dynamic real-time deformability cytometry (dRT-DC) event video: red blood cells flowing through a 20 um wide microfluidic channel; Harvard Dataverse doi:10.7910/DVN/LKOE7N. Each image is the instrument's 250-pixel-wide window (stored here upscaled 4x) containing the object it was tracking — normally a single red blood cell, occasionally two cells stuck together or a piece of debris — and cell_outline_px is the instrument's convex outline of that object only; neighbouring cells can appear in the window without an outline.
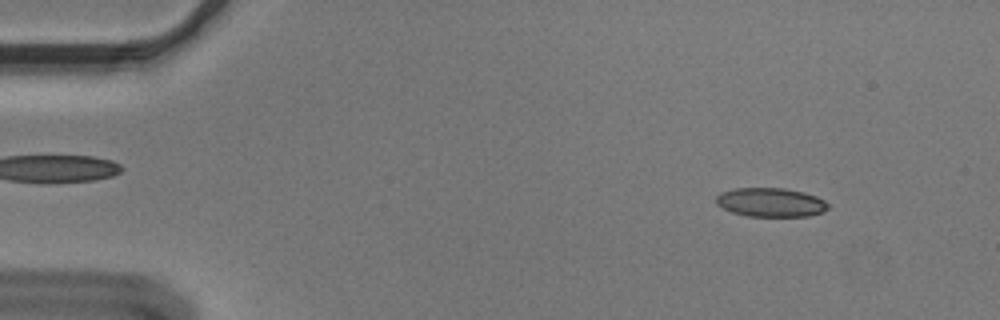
{"species": "Egyptian fruit bat (a non-hibernating species)", "species_latin": "Rousettus aegyptiacus", "temperature_condition": "cold", "stored_images_in_passage": 55, "camera_frame_rate_fps": 3000, "um_per_image_px": 0.085, "animal": {"sex": "male"}, "frame": {"image": 1, "passage_image": 6, "time_ms": 1.667, "image_size_px": [1000, 320], "cell_outline_px": [[828, 208], [824, 212], [808, 216], [748, 216], [732, 212], [716, 204], [716, 196], [720, 192], [732, 188], [784, 188], [804, 192], [816, 196], [824, 200], [828, 204]], "centroid_in_image_um": [65.5, 17.19], "position_along_channel_um": 19.5, "area_um2": 18.96}}
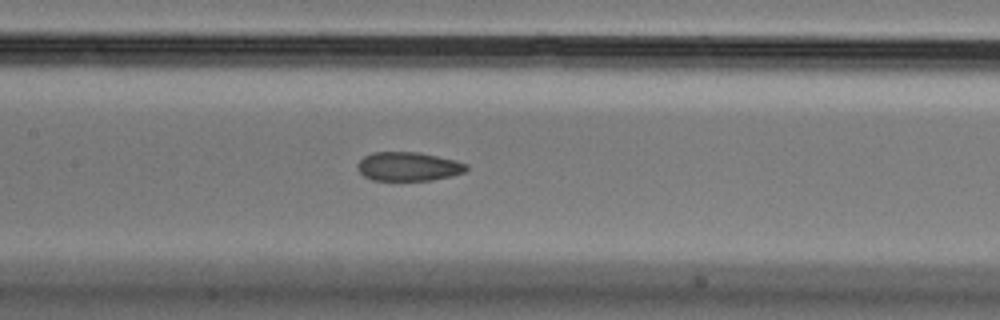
{"frame": {"image": 2, "passage_image": 26, "time_ms": 8.333, "image_size_px": [1000, 320], "cell_outline_px": [[468, 168], [464, 172], [452, 176], [432, 180], [372, 180], [364, 176], [356, 168], [356, 164], [364, 156], [372, 152], [420, 152], [456, 160], [468, 164]], "centroid_in_image_um": [34.71, 14.15], "position_along_channel_um": 172.7, "area_um2": 18.5}}
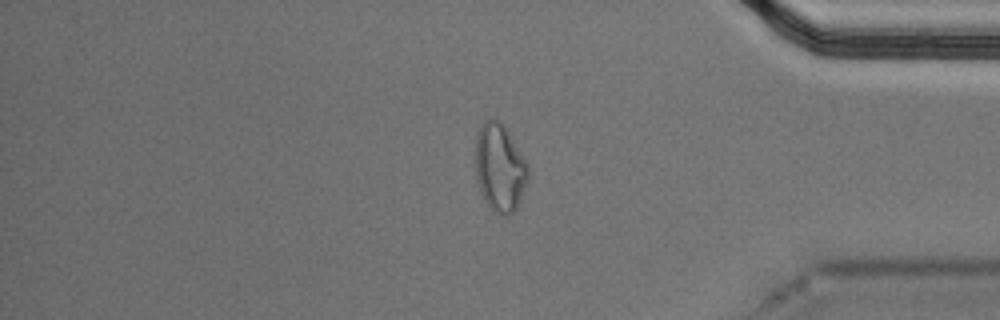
{"frame": {"image": 3, "passage_image": 46, "time_ms": 15.0, "image_size_px": [1000, 320], "cell_outline_px": [[528, 180], [520, 200], [516, 208], [508, 216], [500, 216], [484, 200], [480, 192], [476, 176], [476, 132], [484, 120], [500, 120], [504, 124], [528, 164]], "centroid_in_image_um": [42.48, 14.25], "position_along_channel_um": 392.7, "area_um2": 26.99}}